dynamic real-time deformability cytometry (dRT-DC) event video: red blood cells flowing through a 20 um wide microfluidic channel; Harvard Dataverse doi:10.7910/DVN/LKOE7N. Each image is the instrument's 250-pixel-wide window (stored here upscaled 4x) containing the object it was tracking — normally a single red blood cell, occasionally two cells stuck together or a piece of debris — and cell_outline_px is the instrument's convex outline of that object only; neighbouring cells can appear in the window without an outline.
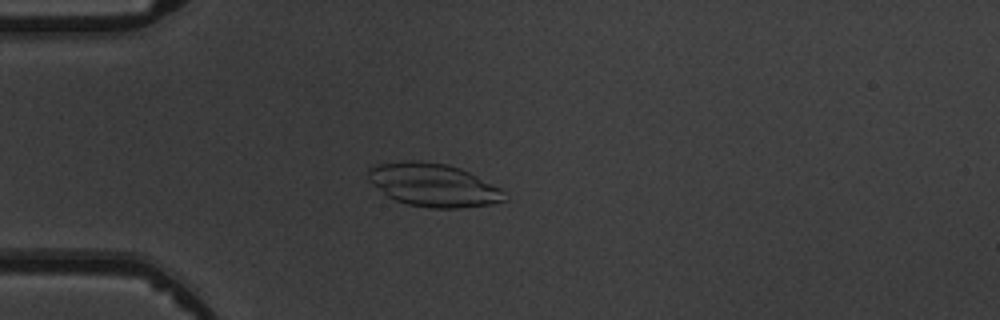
{"species": "common noctule bat (a hibernating species)", "species_latin": "Nyctalus noctula", "temperature_condition": "warm", "stored_images_in_passage": 2, "camera_frame_rate_fps": 3000, "um_per_image_px": 0.085, "animal": {"sex": "male", "body_mass_g": 19.5, "forearm_length_mm": 54.6}, "frame": {"image": 1, "passage_image": 2, "time_ms": 1.0, "image_size_px": [1000, 320], "cell_outline_px": [[508, 200], [492, 204], [460, 208], [432, 208], [408, 204], [396, 200], [388, 196], [372, 184], [368, 180], [368, 168], [376, 164], [408, 160], [420, 160], [448, 164], [460, 168], [500, 188], [504, 192]], "centroid_in_image_um": [36.83, 15.72], "position_along_channel_um": 48.2, "area_um2": 34.28}}